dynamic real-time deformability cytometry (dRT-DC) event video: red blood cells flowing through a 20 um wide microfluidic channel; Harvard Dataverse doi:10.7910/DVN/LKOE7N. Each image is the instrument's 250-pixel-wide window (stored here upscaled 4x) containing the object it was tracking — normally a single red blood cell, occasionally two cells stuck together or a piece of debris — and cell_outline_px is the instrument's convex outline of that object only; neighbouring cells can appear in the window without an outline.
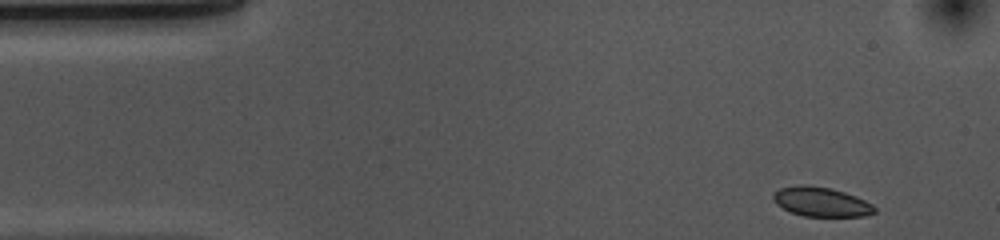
{"species": "common noctule bat (a hibernating species)", "species_latin": "Nyctalus noctula", "temperature_condition": "cold", "stored_images_in_passage": 48, "camera_frame_rate_fps": 3000, "um_per_image_px": 0.085, "animal": {"sex": "female", "body_mass_g": 10.0, "forearm_length_mm": 53.1}, "frame": {"image": 1, "passage_image": 1, "time_ms": 0.0, "image_size_px": [1000, 240], "cell_outline_px": [[876, 212], [864, 216], [804, 216], [792, 212], [776, 204], [772, 196], [780, 188], [800, 184], [804, 184], [828, 188], [844, 192], [856, 196], [872, 204], [876, 208]], "centroid_in_image_um": [69.81, 17.15], "position_along_channel_um": 15.2, "area_um2": 17.17}}
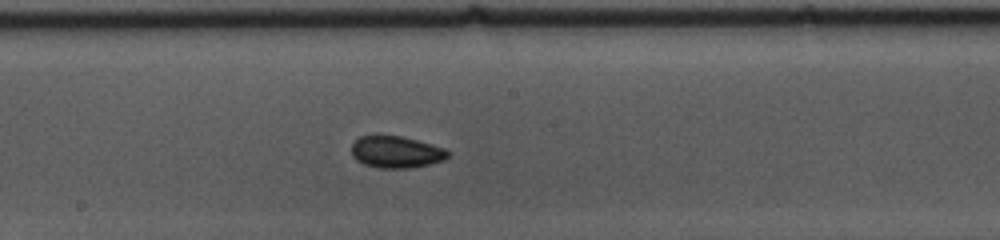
{"frame": {"image": 2, "passage_image": 24, "time_ms": 7.667, "image_size_px": [1000, 240], "cell_outline_px": [[452, 152], [444, 160], [412, 168], [380, 168], [364, 164], [356, 160], [352, 156], [352, 144], [360, 136], [400, 136], [432, 144], [444, 148]], "centroid_in_image_um": [33.69, 12.93], "position_along_channel_um": 214.5, "area_um2": 17.8}}
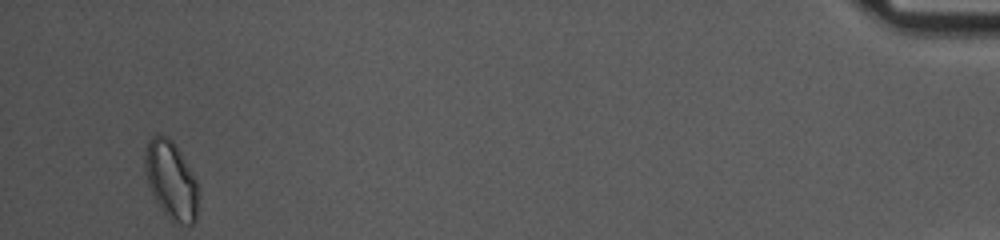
{"frame": {"image": 3, "passage_image": 48, "time_ms": 15.667, "image_size_px": [1000, 240], "cell_outline_px": [[196, 220], [192, 224], [172, 224], [160, 208], [152, 196], [148, 184], [144, 168], [144, 152], [148, 140], [152, 136], [168, 136], [172, 140], [196, 180]], "centroid_in_image_um": [14.49, 15.35], "position_along_channel_um": 420.7, "area_um2": 24.1}, "authors_computed_cell_mechanics": {"area_um2": 18.0336, "velocity_mm_per_s": 3.6412, "shape_relaxation_time_tau1_ms": 4.123, "shape_relaxation_time_tau2_ms": 2.8916, "deformation_change_tau1": 0.0706, "deformation_change_tau2": 0.0447}}